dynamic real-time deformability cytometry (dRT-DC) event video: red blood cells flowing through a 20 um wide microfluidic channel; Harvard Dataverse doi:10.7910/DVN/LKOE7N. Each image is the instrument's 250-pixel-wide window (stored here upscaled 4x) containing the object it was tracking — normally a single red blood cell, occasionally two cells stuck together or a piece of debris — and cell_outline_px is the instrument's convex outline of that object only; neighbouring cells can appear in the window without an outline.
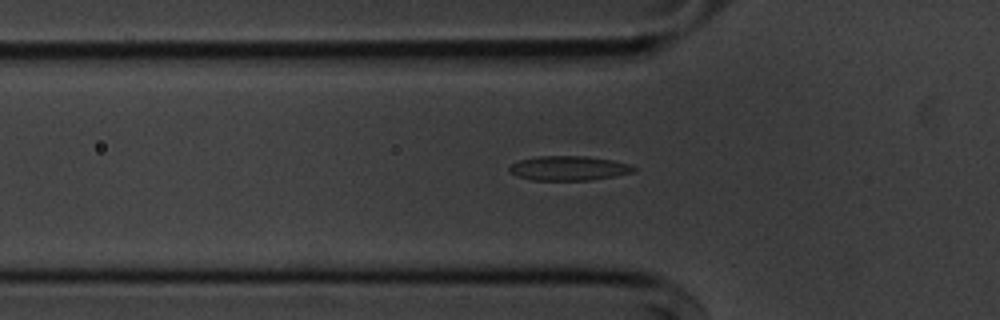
{"species": "common noctule bat (a hibernating species)", "species_latin": "Nyctalus noctula", "temperature_condition": "cold", "stored_images_in_passage": 46, "segment_of_instrument_passage": [1, 2], "camera_frame_rate_fps": 3000, "um_per_image_px": 0.085, "animal": {"sex": "male", "body_mass_g": 20.1, "forearm_length_mm": 53.5}, "frame": {"image": 1, "passage_image": 15, "time_ms": 4.667, "image_size_px": [1000, 320], "cell_outline_px": [[636, 172], [616, 176], [592, 180], [532, 180], [516, 176], [508, 172], [508, 168], [512, 164], [520, 160], [540, 156], [588, 156], [612, 160], [632, 164], [636, 168]], "centroid_in_image_um": [48.38, 14.3], "position_along_channel_um": 77.4, "area_um2": 17.98}}
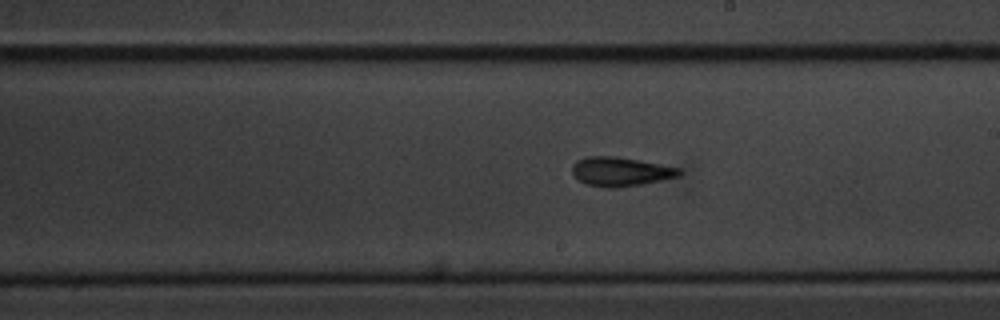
{"frame": {"image": 2, "passage_image": 28, "time_ms": 9.0, "image_size_px": [1000, 320], "cell_outline_px": [[680, 176], [640, 184], [616, 188], [608, 188], [588, 184], [580, 180], [572, 172], [572, 164], [576, 160], [588, 156], [616, 156], [680, 168]], "centroid_in_image_um": [52.72, 14.57], "position_along_channel_um": 236.3, "area_um2": 17.86}}
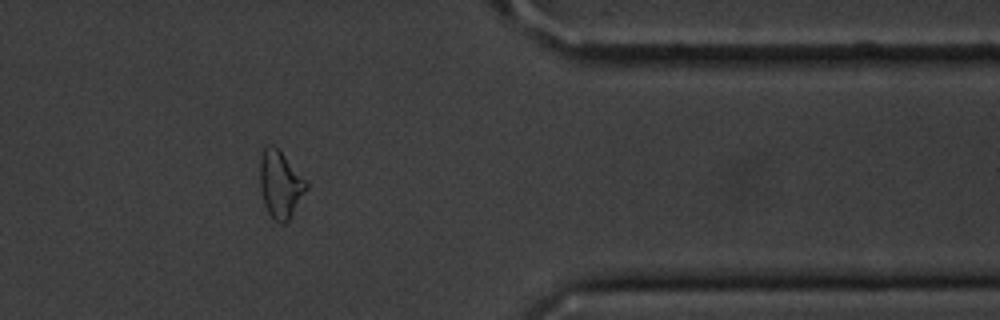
{"frame": {"image": 3, "passage_image": 42, "time_ms": 13.667, "image_size_px": [1000, 320], "cell_outline_px": [[308, 188], [288, 220], [284, 224], [280, 224], [268, 212], [264, 204], [260, 188], [260, 160], [264, 148], [268, 144], [272, 144], [284, 156], [308, 184]], "centroid_in_image_um": [23.8, 15.69], "position_along_channel_um": 387.6, "area_um2": 17.63}}